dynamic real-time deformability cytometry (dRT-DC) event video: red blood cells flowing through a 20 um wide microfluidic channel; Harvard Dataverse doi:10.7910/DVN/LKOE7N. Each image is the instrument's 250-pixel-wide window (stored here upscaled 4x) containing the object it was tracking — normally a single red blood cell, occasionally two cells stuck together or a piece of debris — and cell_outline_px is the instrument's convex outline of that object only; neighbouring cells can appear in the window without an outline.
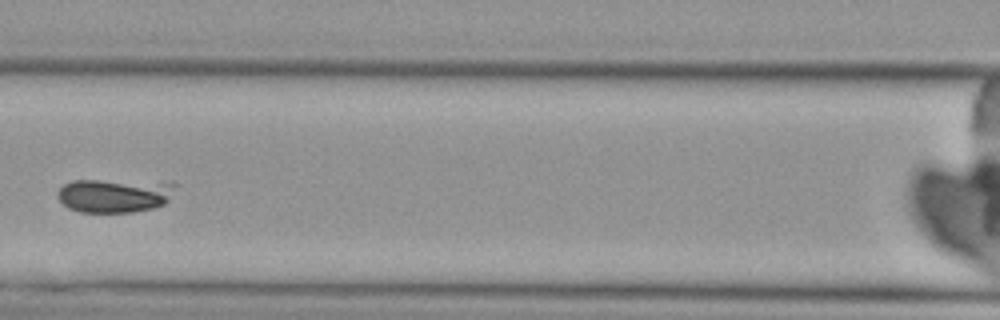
{"species": "Egyptian fruit bat (a non-hibernating species)", "species_latin": "Rousettus aegyptiacus", "temperature_condition": "cold", "stored_images_in_passage": 6, "camera_frame_rate_fps": 3000, "um_per_image_px": 0.085, "animal": {"sex": "female"}, "frame": {"image": 1, "passage_image": 4, "time_ms": 4.667, "image_size_px": [1000, 320], "cell_outline_px": [[176, 184], [168, 200], [164, 204], [152, 208], [132, 212], [80, 212], [68, 208], [56, 196], [56, 192], [64, 184], [72, 180], [172, 180]], "centroid_in_image_um": [9.77, 16.57], "position_along_channel_um": 156.8, "area_um2": 23.81}}
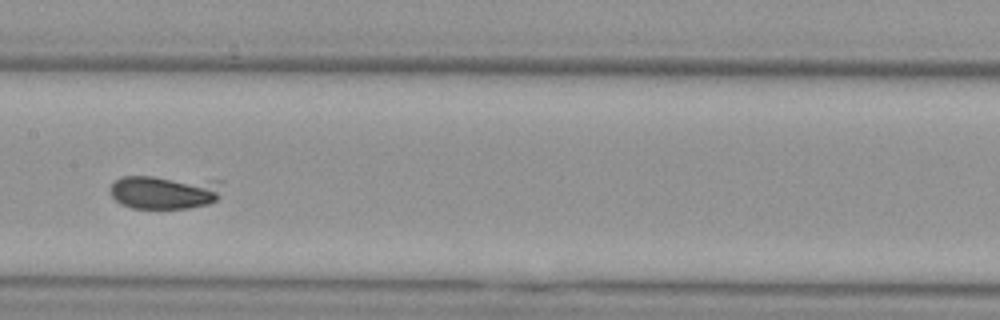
{"frame": {"image": 2, "passage_image": 5, "time_ms": 5.667, "image_size_px": [1000, 320], "cell_outline_px": [[220, 196], [216, 200], [208, 204], [188, 208], [132, 208], [120, 204], [112, 196], [108, 188], [120, 176], [152, 176], [220, 180]], "centroid_in_image_um": [13.96, 16.31], "position_along_channel_um": 193.4, "area_um2": 22.37}}
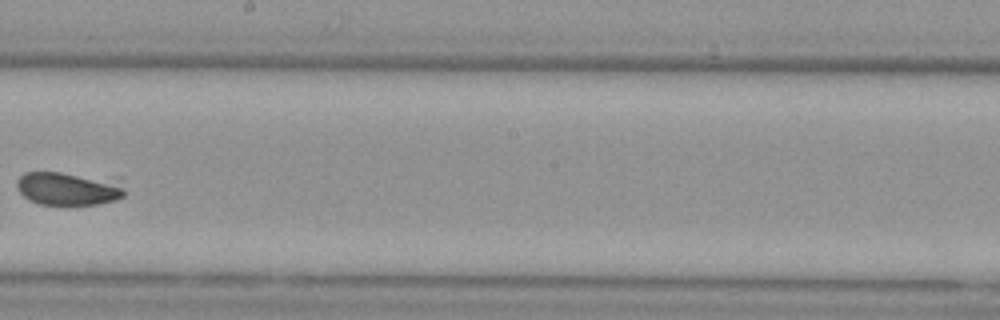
{"frame": {"image": 3, "passage_image": 6, "time_ms": 7.0, "image_size_px": [1000, 320], "cell_outline_px": [[124, 196], [116, 200], [96, 204], [40, 204], [28, 200], [16, 188], [16, 180], [24, 172], [60, 172], [120, 176], [124, 188]], "centroid_in_image_um": [5.92, 15.97], "position_along_channel_um": 242.3, "area_um2": 21.91}}